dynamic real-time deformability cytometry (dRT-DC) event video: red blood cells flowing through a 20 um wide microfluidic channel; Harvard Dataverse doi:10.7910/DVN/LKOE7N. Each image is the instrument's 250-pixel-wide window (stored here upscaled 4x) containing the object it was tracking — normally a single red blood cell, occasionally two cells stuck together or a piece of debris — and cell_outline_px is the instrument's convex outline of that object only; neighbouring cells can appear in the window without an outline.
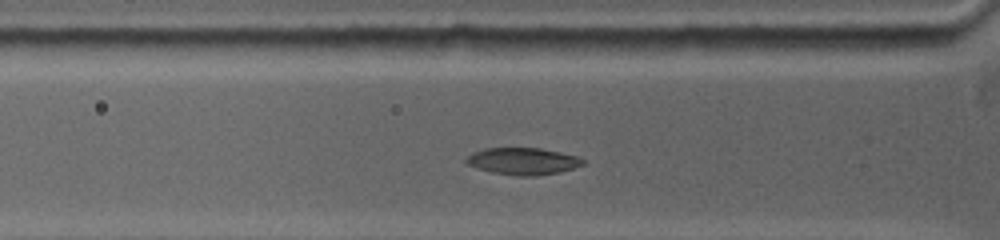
{"species": "common noctule bat (a hibernating species)", "species_latin": "Nyctalus noctula", "temperature_condition": "warm", "stored_images_in_passage": 34, "camera_frame_rate_fps": 5000, "um_per_image_px": 0.085, "animal": {"sex": "female", "body_mass_g": 19.0, "forearm_length_mm": 53.3}, "frame": {"image": 1, "passage_image": 10, "time_ms": 3.2, "image_size_px": [1000, 240], "cell_outline_px": [[584, 164], [576, 168], [560, 172], [536, 176], [516, 176], [492, 172], [476, 168], [464, 164], [464, 160], [472, 152], [484, 148], [540, 148], [560, 152], [576, 156], [584, 160]], "centroid_in_image_um": [44.42, 13.71], "position_along_channel_um": 81.4, "area_um2": 18.55}}
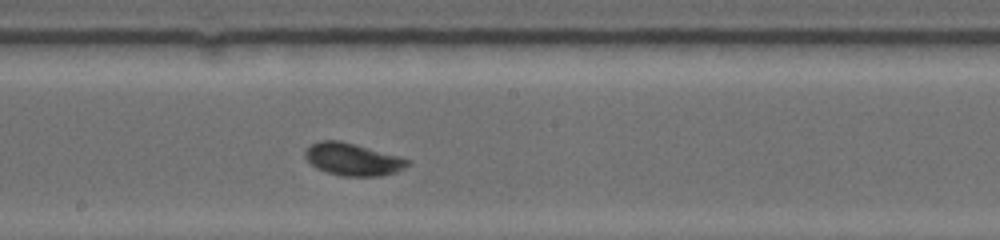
{"frame": {"image": 2, "passage_image": 20, "time_ms": 6.8, "image_size_px": [1000, 240], "cell_outline_px": [[408, 164], [404, 168], [396, 172], [380, 176], [344, 176], [324, 172], [316, 168], [304, 156], [304, 152], [312, 144], [320, 140], [340, 140], [356, 144], [400, 156], [408, 160]], "centroid_in_image_um": [29.97, 13.54], "position_along_channel_um": 218.2, "area_um2": 19.31}}
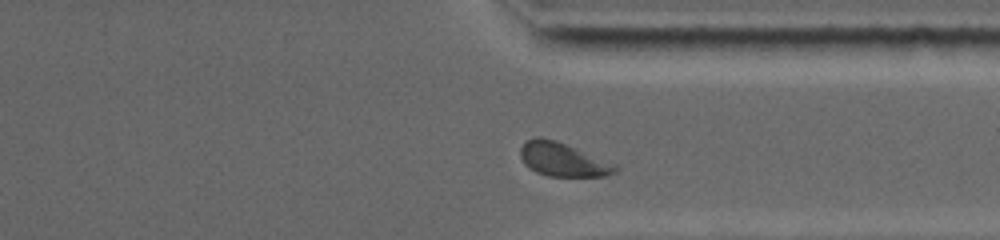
{"frame": {"image": 3, "passage_image": 31, "time_ms": 10.6, "image_size_px": [1000, 240], "cell_outline_px": [[620, 168], [616, 172], [604, 176], [548, 176], [536, 172], [524, 164], [520, 156], [520, 148], [528, 140], [536, 136], [540, 136], [556, 140], [620, 164]], "centroid_in_image_um": [47.91, 13.55], "position_along_channel_um": 363.5, "area_um2": 19.02}, "authors_computed_cell_mechanics": {"area_um2": 19.0162, "velocity_mm_per_s": 3.8051, "shape_relaxation_time_tau1_ms": 3.9965, "shape_relaxation_time_tau2_ms": 6.0183, "deformation_change_tau1": 0.1386, "deformation_change_tau2": 0.0784}}